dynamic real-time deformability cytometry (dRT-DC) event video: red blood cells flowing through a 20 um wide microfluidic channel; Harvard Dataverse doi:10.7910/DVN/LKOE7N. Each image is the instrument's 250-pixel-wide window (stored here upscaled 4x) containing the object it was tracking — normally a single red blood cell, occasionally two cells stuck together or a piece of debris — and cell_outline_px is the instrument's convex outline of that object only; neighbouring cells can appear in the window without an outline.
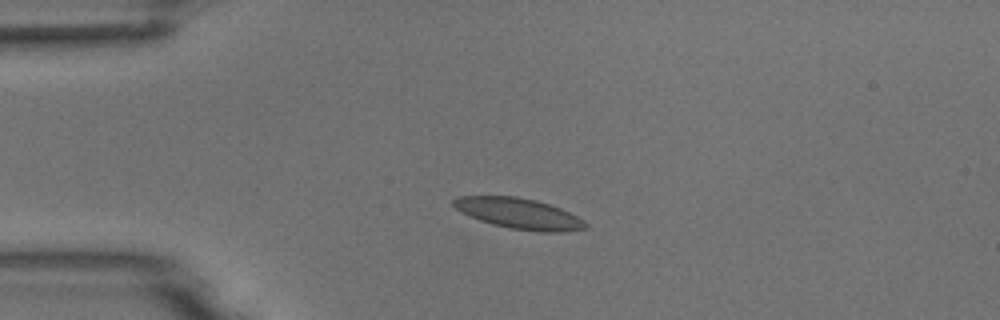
{"species": "common noctule bat (a hibernating species)", "species_latin": "Nyctalus noctula", "temperature_condition": "room temperature", "stored_images_in_passage": 14, "camera_frame_rate_fps": 3000, "um_per_image_px": 0.085, "animal": {"sex": "male", "body_mass_g": 18.8}, "frame": {"image": 1, "passage_image": 3, "time_ms": 0.667, "image_size_px": [1000, 320], "cell_outline_px": [[588, 228], [564, 232], [536, 232], [512, 228], [492, 224], [480, 220], [460, 212], [452, 204], [452, 200], [460, 196], [516, 196], [536, 200], [560, 208], [584, 220], [588, 224]], "centroid_in_image_um": [44.13, 18.15], "position_along_channel_um": 40.9, "area_um2": 23.58}}
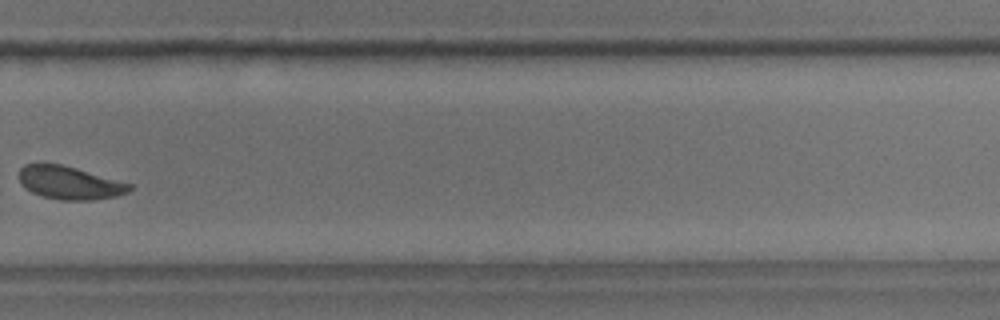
{"frame": {"image": 2, "passage_image": 10, "time_ms": 3.0, "image_size_px": [1000, 320], "cell_outline_px": [[132, 188], [128, 192], [116, 196], [92, 200], [60, 200], [40, 196], [24, 188], [20, 184], [20, 168], [24, 164], [40, 160], [44, 160], [76, 168], [132, 184]], "centroid_in_image_um": [5.84, 15.5], "position_along_channel_um": 324.0, "area_um2": 21.79}}
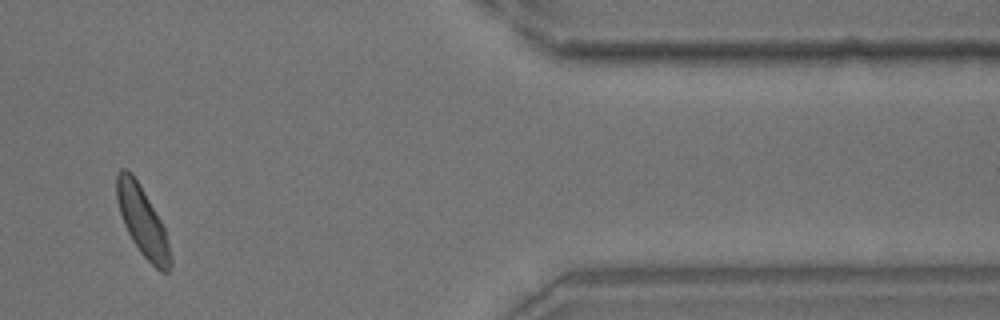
{"frame": {"image": 3, "passage_image": 12, "time_ms": 3.667, "image_size_px": [1000, 320], "cell_outline_px": [[172, 264], [168, 272], [160, 272], [140, 252], [132, 240], [124, 224], [120, 212], [116, 196], [116, 172], [120, 168], [128, 168], [132, 172], [160, 220], [164, 228], [172, 256]], "centroid_in_image_um": [12.1, 18.8], "position_along_channel_um": 399.3, "area_um2": 21.5}}